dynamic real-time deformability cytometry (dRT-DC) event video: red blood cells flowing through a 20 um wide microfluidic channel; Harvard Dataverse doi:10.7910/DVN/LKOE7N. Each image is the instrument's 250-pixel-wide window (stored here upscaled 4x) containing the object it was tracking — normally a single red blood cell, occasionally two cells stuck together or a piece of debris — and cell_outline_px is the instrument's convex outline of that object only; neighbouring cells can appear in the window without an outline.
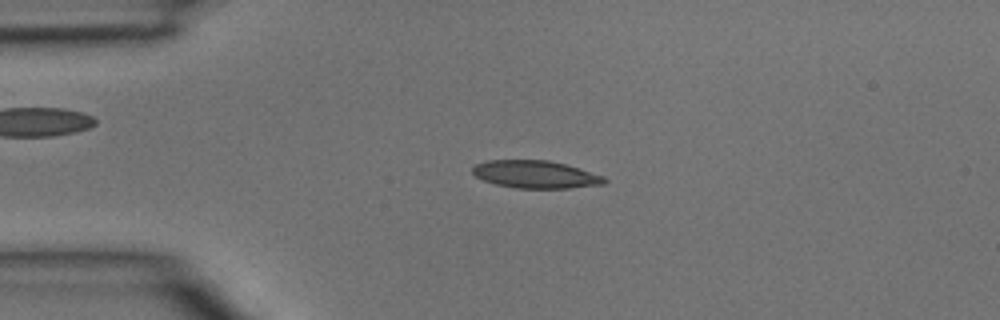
{"species": "common noctule bat (a hibernating species)", "species_latin": "Nyctalus noctula", "temperature_condition": "room temperature", "stored_images_in_passage": 4, "camera_frame_rate_fps": 3000, "um_per_image_px": 0.085, "animal": {"sex": "male", "body_mass_g": 15.6}, "frame": {"image": 1, "passage_image": 3, "time_ms": 0.667, "image_size_px": [1000, 320], "cell_outline_px": [[608, 180], [604, 184], [568, 188], [516, 188], [496, 184], [484, 180], [476, 176], [472, 172], [472, 168], [476, 164], [488, 160], [548, 160], [580, 168], [604, 176]], "centroid_in_image_um": [45.54, 14.82], "position_along_channel_um": 39.5, "area_um2": 21.15}}